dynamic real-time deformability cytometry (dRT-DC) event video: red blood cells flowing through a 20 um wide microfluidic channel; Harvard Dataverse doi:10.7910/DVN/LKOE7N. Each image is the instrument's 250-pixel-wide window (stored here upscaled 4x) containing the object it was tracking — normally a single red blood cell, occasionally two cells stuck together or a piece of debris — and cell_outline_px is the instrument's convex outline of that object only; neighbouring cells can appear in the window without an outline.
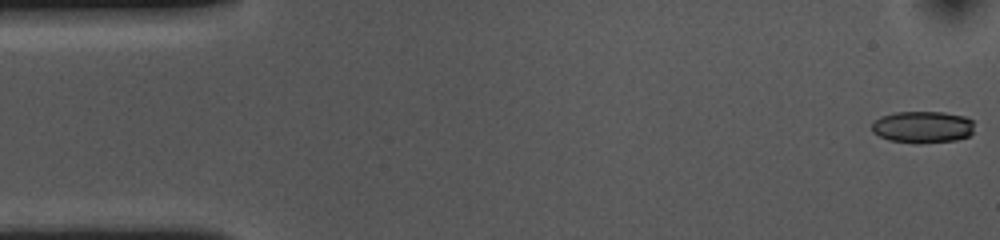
{"species": "common noctule bat (a hibernating species)", "species_latin": "Nyctalus noctula", "temperature_condition": "cold", "stored_images_in_passage": 54, "camera_frame_rate_fps": 3000, "um_per_image_px": 0.085, "animal": {"sex": "female", "body_mass_g": 10.0, "forearm_length_mm": 53.1}, "frame": {"image": 1, "passage_image": 1, "time_ms": 0.0, "image_size_px": [1000, 240], "cell_outline_px": [[972, 132], [968, 136], [956, 140], [920, 144], [916, 144], [888, 140], [872, 132], [872, 120], [880, 116], [896, 112], [944, 112], [964, 116], [972, 120]], "centroid_in_image_um": [78.38, 10.8], "position_along_channel_um": 6.6, "area_um2": 19.25}}
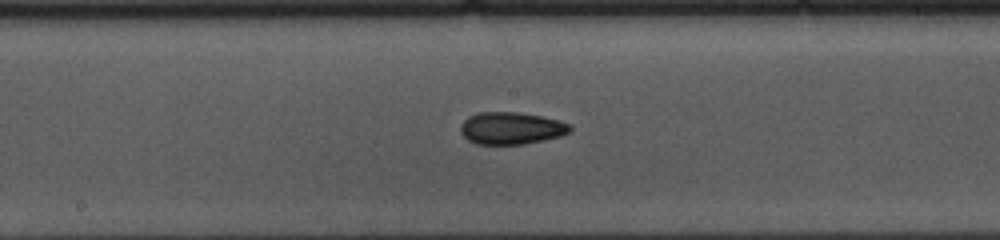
{"frame": {"image": 2, "passage_image": 27, "time_ms": 8.667, "image_size_px": [1000, 240], "cell_outline_px": [[572, 128], [568, 132], [560, 136], [544, 140], [524, 144], [476, 144], [468, 140], [460, 132], [460, 128], [464, 120], [468, 116], [480, 112], [520, 112], [540, 116], [572, 124]], "centroid_in_image_um": [43.44, 10.9], "position_along_channel_um": 204.8, "area_um2": 20.52}}
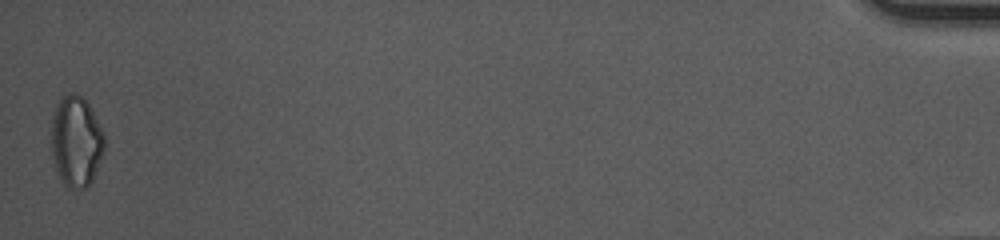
{"frame": {"image": 3, "passage_image": 54, "time_ms": 17.667, "image_size_px": [1000, 240], "cell_outline_px": [[104, 148], [92, 180], [84, 188], [68, 188], [60, 180], [56, 168], [52, 152], [52, 116], [56, 104], [60, 96], [68, 92], [76, 92], [84, 96], [104, 136]], "centroid_in_image_um": [6.44, 11.96], "position_along_channel_um": 428.8, "area_um2": 27.86}, "authors_computed_cell_mechanics": {"area_um2": 20.3456, "velocity_mm_per_s": 3.6148, "shape_relaxation_time_tau1_ms": 4.5616, "shape_relaxation_time_tau2_ms": 4.2478, "deformation_change_tau1": 0.097, "deformation_change_tau2": 0.1016}}